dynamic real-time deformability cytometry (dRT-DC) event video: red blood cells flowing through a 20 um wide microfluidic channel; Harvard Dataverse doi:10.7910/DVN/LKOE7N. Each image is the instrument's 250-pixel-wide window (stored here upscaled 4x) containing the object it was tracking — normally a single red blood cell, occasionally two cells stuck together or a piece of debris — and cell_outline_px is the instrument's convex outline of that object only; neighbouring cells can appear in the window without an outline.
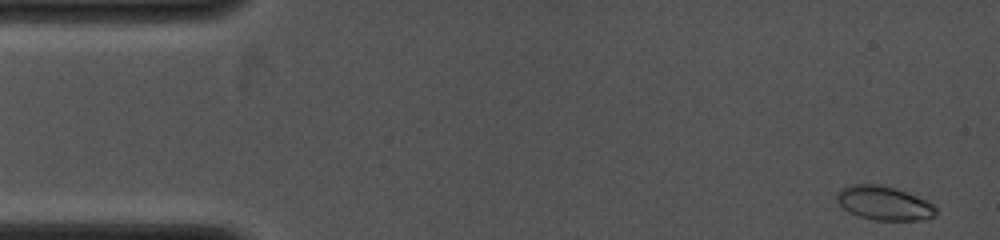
{"species": "common noctule bat (a hibernating species)", "species_latin": "Nyctalus noctula", "temperature_condition": "cold", "stored_images_in_passage": 51, "camera_frame_rate_fps": 4000, "um_per_image_px": 0.085, "animal": {"sex": "female", "body_mass_g": 19.0, "forearm_length_mm": 53.3}, "frame": {"image": 1, "passage_image": 1, "time_ms": 0.0, "image_size_px": [1000, 240], "cell_outline_px": [[936, 216], [924, 220], [876, 220], [860, 216], [848, 212], [836, 200], [836, 192], [840, 188], [852, 184], [876, 184], [896, 188], [916, 196], [932, 204], [936, 208]], "centroid_in_image_um": [75.12, 17.26], "position_along_channel_um": 9.9, "area_um2": 19.59}}
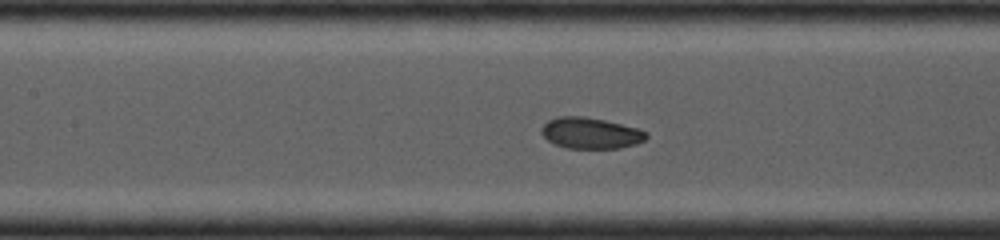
{"frame": {"image": 2, "passage_image": 24, "time_ms": 5.75, "image_size_px": [1000, 240], "cell_outline_px": [[648, 136], [644, 140], [636, 144], [620, 148], [568, 148], [556, 144], [548, 140], [540, 132], [540, 128], [548, 120], [556, 116], [584, 116], [604, 120], [640, 128], [648, 132]], "centroid_in_image_um": [50.22, 11.3], "position_along_channel_um": 157.2, "area_um2": 19.13}}
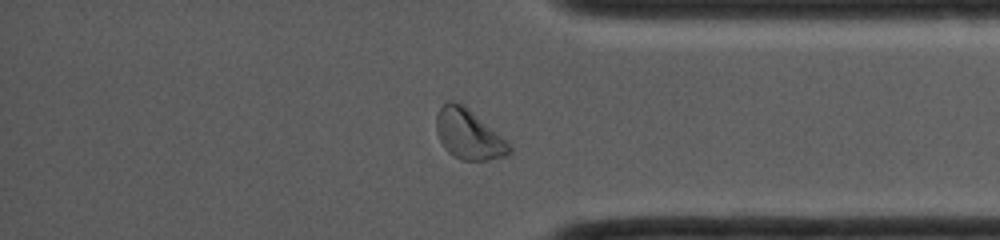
{"frame": {"image": 3, "passage_image": 45, "time_ms": 11.0, "image_size_px": [1000, 240], "cell_outline_px": [[512, 156], [488, 160], [460, 160], [452, 156], [444, 148], [436, 132], [436, 116], [440, 108], [448, 100], [452, 100], [464, 104], [512, 144]], "centroid_in_image_um": [39.88, 11.43], "position_along_channel_um": 395.3, "area_um2": 21.79}}